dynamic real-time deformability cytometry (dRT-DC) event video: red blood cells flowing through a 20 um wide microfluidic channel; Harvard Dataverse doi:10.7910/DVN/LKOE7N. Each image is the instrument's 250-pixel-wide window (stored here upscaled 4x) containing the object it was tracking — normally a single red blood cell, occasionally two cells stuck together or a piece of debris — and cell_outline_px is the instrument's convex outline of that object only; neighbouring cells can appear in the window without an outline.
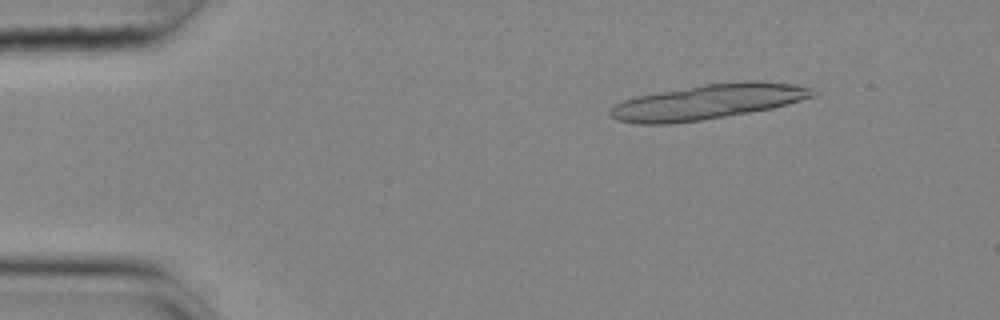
{"species": "common noctule bat (a hibernating species)", "species_latin": "Nyctalus noctula", "temperature_condition": "cold", "stored_images_in_passage": 14, "camera_frame_rate_fps": 3000, "um_per_image_px": 0.085, "animal": {"sex": "female", "body_mass_g": 25.1}, "frame": {"image": 1, "passage_image": 1, "time_ms": 0.0, "image_size_px": [1000, 320], "cell_outline_px": [[816, 96], [772, 108], [700, 120], [668, 124], [640, 124], [616, 120], [608, 112], [616, 104], [624, 100], [636, 96], [704, 84], [760, 80], [792, 84], [812, 88], [816, 92]], "centroid_in_image_um": [60.18, 8.65], "position_along_channel_um": 24.8, "area_um2": 40.86}}